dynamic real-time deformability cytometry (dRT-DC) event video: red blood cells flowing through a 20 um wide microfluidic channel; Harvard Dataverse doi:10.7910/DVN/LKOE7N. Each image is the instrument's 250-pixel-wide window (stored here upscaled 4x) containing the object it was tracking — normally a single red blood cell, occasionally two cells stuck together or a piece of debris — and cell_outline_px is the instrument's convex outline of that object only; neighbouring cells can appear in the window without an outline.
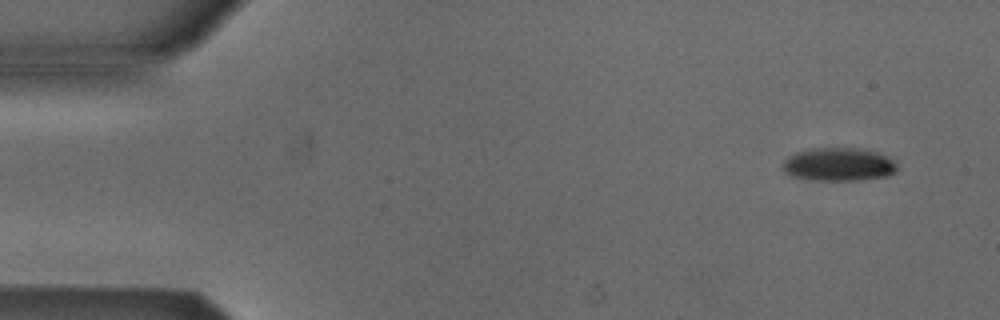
{"species": "Egyptian fruit bat (a non-hibernating species)", "species_latin": "Rousettus aegyptiacus", "temperature_condition": "cold", "stored_images_in_passage": 6, "segment_of_instrument_passage": [2, 2], "camera_frame_rate_fps": 3000, "um_per_image_px": 0.085, "animal": {"sex": "male"}, "frame": {"image": 1, "passage_image": 6, "time_ms": 6.0, "image_size_px": [1000, 320], "cell_outline_px": [[900, 168], [896, 172], [888, 176], [860, 180], [812, 180], [792, 176], [784, 172], [780, 164], [788, 156], [796, 152], [808, 148], [856, 148], [876, 152], [888, 156], [896, 160]], "centroid_in_image_um": [71.31, 13.97], "position_along_channel_um": 13.7, "area_um2": 22.66}}